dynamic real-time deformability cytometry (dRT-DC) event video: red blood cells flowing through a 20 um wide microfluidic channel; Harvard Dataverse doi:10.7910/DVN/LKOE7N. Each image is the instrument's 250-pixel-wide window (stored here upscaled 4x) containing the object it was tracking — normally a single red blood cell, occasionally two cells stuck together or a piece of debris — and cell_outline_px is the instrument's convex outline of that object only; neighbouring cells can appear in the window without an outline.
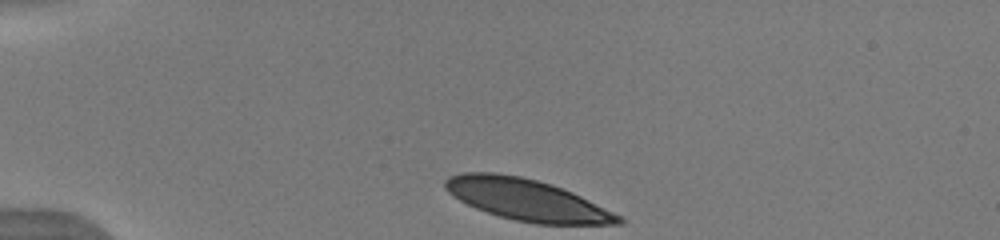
{"species": "human", "species_latin": "Homo sapiens", "temperature_condition": "warm", "stored_images_in_passage": 40, "camera_frame_rate_fps": 3000, "um_per_image_px": 0.085, "donor": {"sex": "male"}, "frame": {"image": 1, "passage_image": 1, "time_ms": 0.0, "image_size_px": [1000, 240], "cell_outline_px": [[624, 224], [536, 224], [516, 220], [500, 216], [476, 208], [452, 196], [444, 188], [444, 180], [448, 176], [460, 172], [496, 172], [520, 176], [552, 184], [572, 192], [624, 216]], "centroid_in_image_um": [44.79, 16.97], "position_along_channel_um": 40.2, "area_um2": 42.02}}
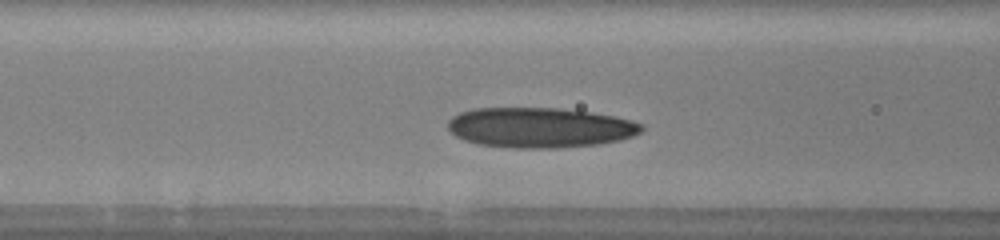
{"frame": {"image": 2, "passage_image": 11, "time_ms": 3.333, "image_size_px": [1000, 240], "cell_outline_px": [[644, 128], [640, 132], [632, 136], [620, 140], [596, 144], [556, 148], [516, 148], [480, 144], [464, 140], [456, 136], [448, 128], [448, 120], [452, 116], [460, 112], [472, 108], [560, 108], [592, 112], [616, 116], [632, 120], [644, 124]], "centroid_in_image_um": [45.9, 10.83], "position_along_channel_um": 120.7, "area_um2": 45.43}}
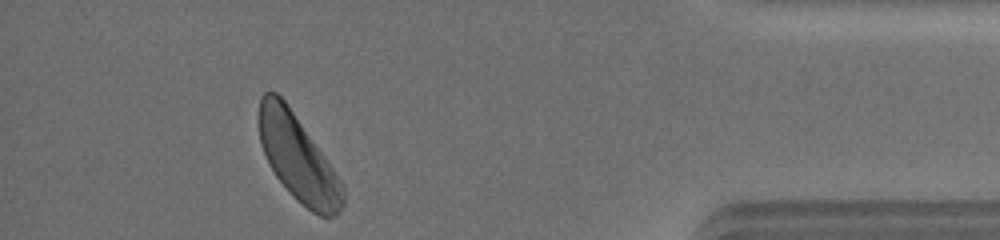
{"frame": {"image": 3, "passage_image": 36, "time_ms": 11.667, "image_size_px": [1000, 240], "cell_outline_px": [[344, 204], [340, 212], [336, 216], [320, 216], [312, 212], [296, 200], [292, 196], [276, 176], [264, 152], [260, 140], [260, 96], [264, 92], [276, 92], [284, 100], [344, 184]], "centroid_in_image_um": [25.36, 13.5], "position_along_channel_um": 409.8, "area_um2": 41.21}, "authors_computed_cell_mechanics": {"area_um2": 43.5523, "velocity_mm_per_s": 3.9357, "shape_relaxation_time_tau1_ms": 3.2496, "shape_relaxation_time_tau2_ms": 4.8813, "deformation_change_tau1": 0.1092, "deformation_change_tau2": 0.1398}}